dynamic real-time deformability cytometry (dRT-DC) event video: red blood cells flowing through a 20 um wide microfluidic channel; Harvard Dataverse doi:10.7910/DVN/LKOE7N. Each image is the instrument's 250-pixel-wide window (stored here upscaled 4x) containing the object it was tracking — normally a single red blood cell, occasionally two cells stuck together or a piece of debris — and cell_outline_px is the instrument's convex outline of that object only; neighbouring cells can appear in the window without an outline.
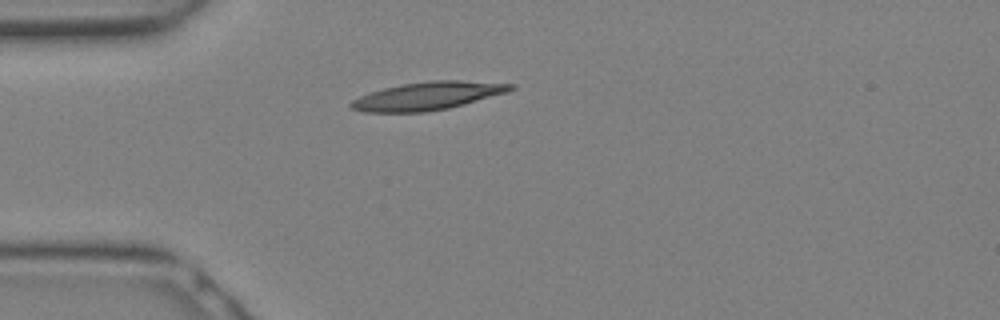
{"species": "Egyptian fruit bat (a non-hibernating species)", "species_latin": "Rousettus aegyptiacus", "temperature_condition": "warm", "stored_images_in_passage": 7, "camera_frame_rate_fps": 3000, "um_per_image_px": 0.085, "animal": {"sex": "female"}, "frame": {"image": 1, "passage_image": 1, "time_ms": 0.0, "image_size_px": [1000, 320], "cell_outline_px": [[516, 88], [508, 92], [464, 104], [448, 108], [424, 112], [364, 112], [352, 108], [348, 104], [352, 100], [360, 96], [384, 88], [404, 84], [432, 80], [460, 80], [516, 84]], "centroid_in_image_um": [36.39, 8.15], "position_along_channel_um": 48.6, "area_um2": 25.89}}
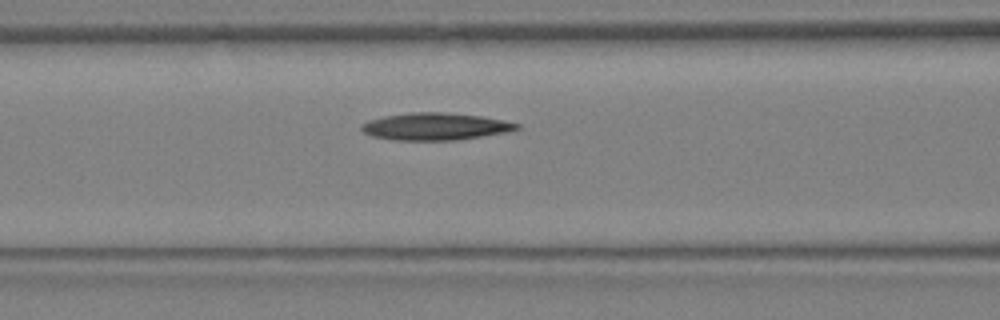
{"frame": {"image": 2, "passage_image": 5, "time_ms": 1.333, "image_size_px": [1000, 320], "cell_outline_px": [[524, 128], [512, 132], [456, 140], [396, 140], [372, 136], [364, 132], [360, 128], [360, 124], [368, 120], [384, 116], [412, 112], [444, 112], [484, 116], [520, 124]], "centroid_in_image_um": [37.07, 10.75], "position_along_channel_um": 129.5, "area_um2": 24.97}}
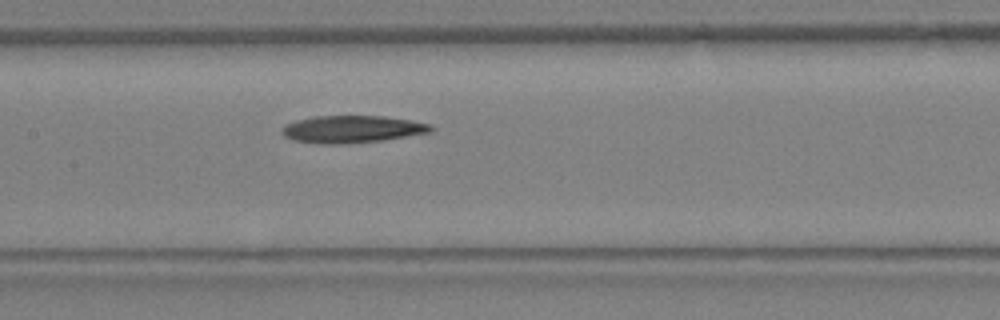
{"frame": {"image": 3, "passage_image": 7, "time_ms": 2.0, "image_size_px": [1000, 320], "cell_outline_px": [[436, 128], [432, 132], [380, 140], [348, 144], [320, 144], [292, 140], [284, 136], [280, 132], [280, 128], [296, 120], [316, 116], [384, 116], [432, 124]], "centroid_in_image_um": [29.91, 10.98], "position_along_channel_um": 177.5, "area_um2": 23.76}}